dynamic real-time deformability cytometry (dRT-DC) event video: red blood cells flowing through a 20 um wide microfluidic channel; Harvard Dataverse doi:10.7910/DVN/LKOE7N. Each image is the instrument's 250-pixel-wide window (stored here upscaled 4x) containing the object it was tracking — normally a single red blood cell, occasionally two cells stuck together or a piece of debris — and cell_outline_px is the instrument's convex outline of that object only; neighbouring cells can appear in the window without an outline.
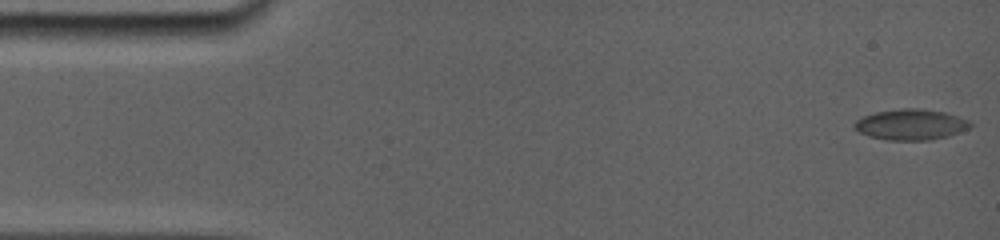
{"species": "common noctule bat (a hibernating species)", "species_latin": "Nyctalus noctula", "temperature_condition": "room temperature", "stored_images_in_passage": 24, "camera_frame_rate_fps": 5000, "um_per_image_px": 0.085, "animal": {"sex": "female", "body_mass_g": 19.0, "forearm_length_mm": 56.7}, "frame": {"image": 1, "passage_image": 1, "time_ms": 0.0, "image_size_px": [1000, 240], "cell_outline_px": [[972, 124], [968, 128], [944, 136], [920, 140], [896, 140], [872, 136], [860, 132], [856, 128], [856, 124], [864, 116], [876, 112], [904, 108], [916, 108], [940, 112], [964, 120]], "centroid_in_image_um": [77.38, 10.58], "position_along_channel_um": 7.6, "area_um2": 19.36}}
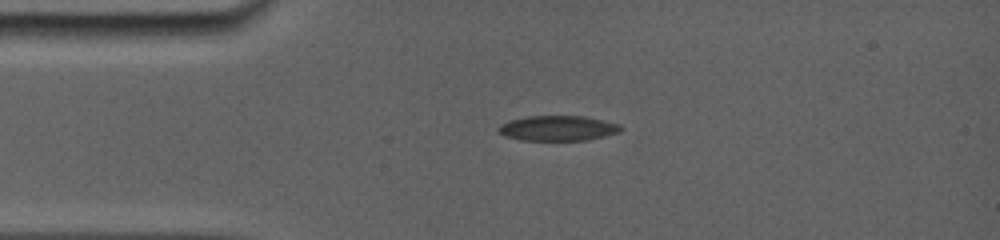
{"frame": {"image": 2, "passage_image": 16, "time_ms": 3.4, "image_size_px": [1000, 240], "cell_outline_px": [[620, 128], [616, 132], [600, 136], [580, 140], [528, 140], [508, 136], [500, 132], [500, 124], [512, 120], [528, 116], [584, 116], [620, 124]], "centroid_in_image_um": [47.4, 10.88], "position_along_channel_um": 37.6, "area_um2": 17.11}}